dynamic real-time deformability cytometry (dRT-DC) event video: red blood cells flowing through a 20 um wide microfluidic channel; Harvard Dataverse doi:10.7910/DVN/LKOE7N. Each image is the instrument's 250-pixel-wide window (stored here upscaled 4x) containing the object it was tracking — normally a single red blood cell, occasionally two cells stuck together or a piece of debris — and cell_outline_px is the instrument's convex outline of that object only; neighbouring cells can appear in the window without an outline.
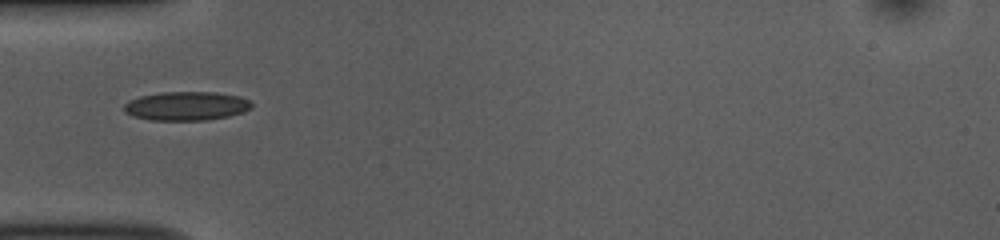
{"species": "common noctule bat (a hibernating species)", "species_latin": "Nyctalus noctula", "temperature_condition": "room temperature", "stored_images_in_passage": 24, "camera_frame_rate_fps": 3000, "um_per_image_px": 0.085, "animal": {"sex": "female", "body_mass_g": 10.0, "forearm_length_mm": 53.1}, "frame": {"image": 1, "passage_image": 1, "time_ms": 0.0, "image_size_px": [1000, 240], "cell_outline_px": [[252, 108], [244, 112], [228, 116], [208, 120], [152, 120], [132, 116], [124, 112], [124, 104], [128, 100], [140, 96], [164, 92], [216, 92], [240, 96], [248, 100], [252, 104]], "centroid_in_image_um": [15.84, 9.01], "position_along_channel_um": 69.2, "area_um2": 21.56}}
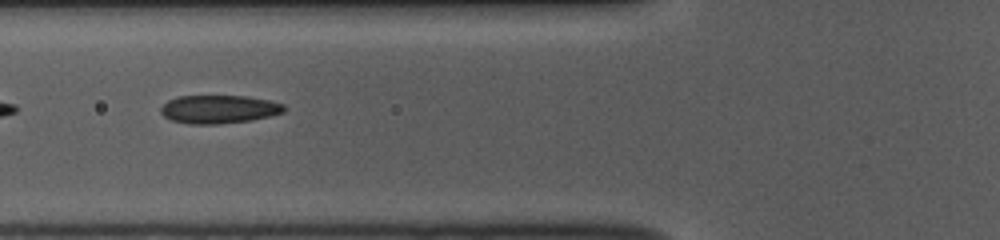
{"frame": {"image": 2, "passage_image": 4, "time_ms": 1.0, "image_size_px": [1000, 240], "cell_outline_px": [[284, 112], [272, 116], [252, 120], [216, 124], [188, 124], [172, 120], [164, 116], [160, 112], [160, 108], [168, 100], [176, 96], [248, 96], [268, 100], [284, 104]], "centroid_in_image_um": [18.6, 9.28], "position_along_channel_um": 107.2, "area_um2": 20.4}}